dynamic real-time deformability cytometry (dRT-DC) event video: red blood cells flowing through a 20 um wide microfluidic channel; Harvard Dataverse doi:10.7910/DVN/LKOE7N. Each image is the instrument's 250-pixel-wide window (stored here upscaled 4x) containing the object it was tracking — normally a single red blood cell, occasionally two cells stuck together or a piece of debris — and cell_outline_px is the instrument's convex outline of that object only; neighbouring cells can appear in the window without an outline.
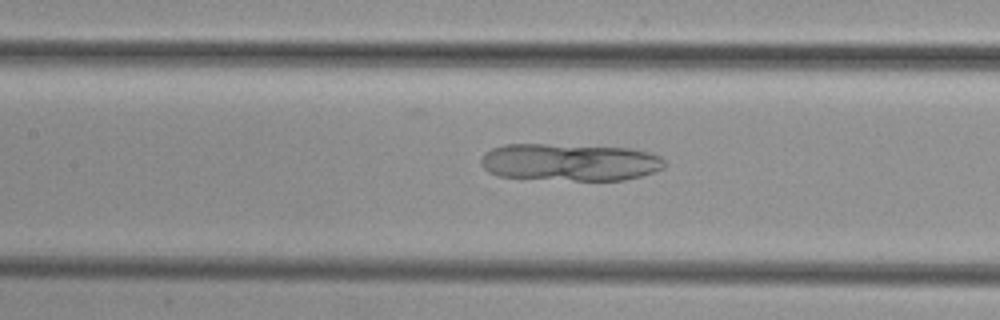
{"species": "common noctule bat (a hibernating species)", "species_latin": "Nyctalus noctula", "temperature_condition": "cold", "stored_images_in_passage": 35, "camera_frame_rate_fps": 3000, "um_per_image_px": 0.085, "animal": {"sex": "female", "body_mass_g": 29.2, "forearm_length_mm": 56.3}, "frame": {"image": 1, "passage_image": 9, "time_ms": 2.667, "image_size_px": [1000, 320], "cell_outline_px": [[664, 168], [640, 176], [624, 180], [572, 180], [496, 176], [488, 172], [480, 164], [480, 160], [484, 152], [492, 148], [504, 144], [544, 144], [632, 148], [652, 152], [660, 156], [664, 160]], "centroid_in_image_um": [48.42, 13.78], "position_along_channel_um": 159.0, "area_um2": 40.11}}
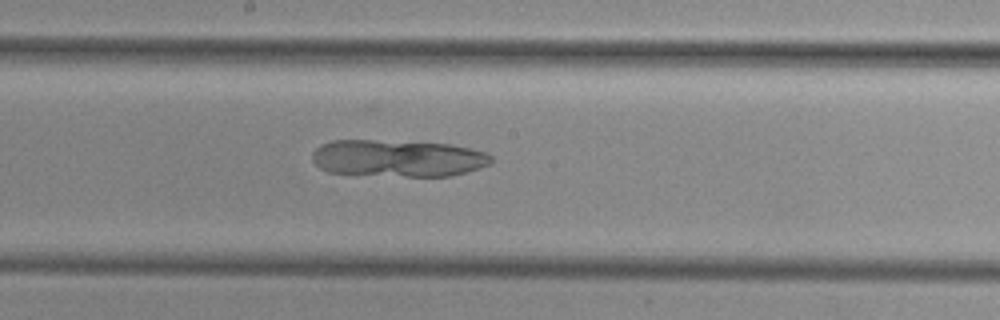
{"frame": {"image": 2, "passage_image": 13, "time_ms": 4.0, "image_size_px": [1000, 320], "cell_outline_px": [[492, 164], [464, 172], [448, 176], [404, 176], [328, 172], [320, 168], [312, 160], [312, 152], [320, 144], [332, 140], [372, 140], [448, 144], [472, 148], [484, 152], [492, 156]], "centroid_in_image_um": [33.8, 13.44], "position_along_channel_um": 214.4, "area_um2": 38.38}}
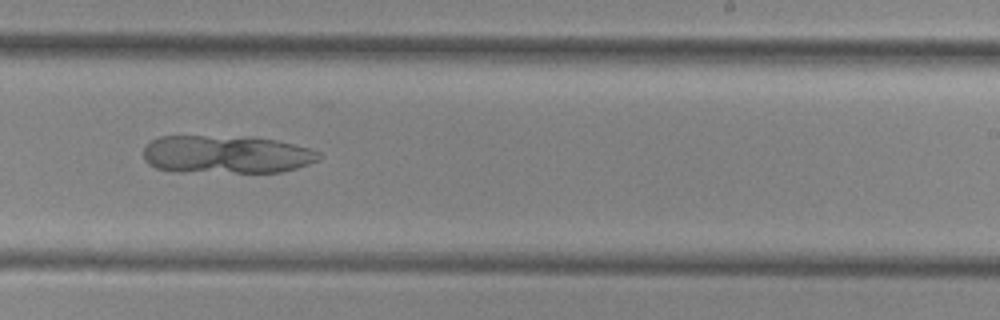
{"frame": {"image": 3, "passage_image": 17, "time_ms": 5.333, "image_size_px": [1000, 320], "cell_outline_px": [[324, 156], [320, 160], [296, 168], [280, 172], [176, 172], [156, 168], [148, 164], [144, 160], [144, 148], [152, 140], [160, 136], [252, 136], [276, 140], [308, 148], [320, 152]], "centroid_in_image_um": [19.25, 13.13], "position_along_channel_um": 269.8, "area_um2": 39.36}}